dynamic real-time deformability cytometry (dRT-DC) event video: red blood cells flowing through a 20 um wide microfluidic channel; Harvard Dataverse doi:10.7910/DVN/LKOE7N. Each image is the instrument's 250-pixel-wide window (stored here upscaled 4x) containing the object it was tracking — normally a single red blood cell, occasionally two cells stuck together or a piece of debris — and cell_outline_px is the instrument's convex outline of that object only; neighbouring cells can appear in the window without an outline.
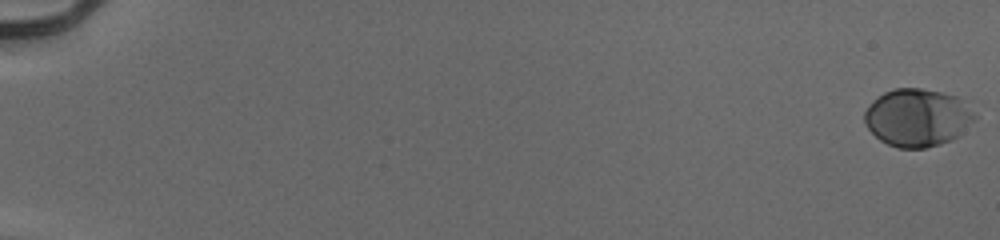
{"species": "human", "species_latin": "Homo sapiens", "temperature_condition": "cold", "stored_images_in_passage": 56, "camera_frame_rate_fps": 3000, "um_per_image_px": 0.085, "donor": {"sex": "male"}, "frame": {"image": 1, "passage_image": 1, "time_ms": 0.0, "image_size_px": [1000, 240], "cell_outline_px": [[976, 120], [960, 136], [952, 140], [940, 144], [924, 148], [896, 148], [880, 140], [868, 128], [864, 120], [864, 112], [872, 100], [884, 92], [892, 88], [920, 88], [940, 92], [956, 96], [976, 116]], "centroid_in_image_um": [77.97, 10.01], "position_along_channel_um": 7.0, "area_um2": 37.11}}
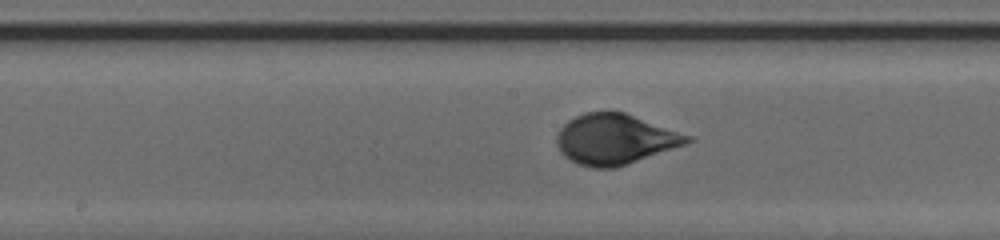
{"frame": {"image": 2, "passage_image": 32, "time_ms": 10.333, "image_size_px": [1000, 240], "cell_outline_px": [[696, 140], [616, 168], [592, 168], [580, 164], [564, 156], [560, 152], [556, 144], [556, 136], [560, 128], [568, 120], [584, 112], [624, 112], [692, 136]], "centroid_in_image_um": [52.26, 11.83], "position_along_channel_um": 195.9, "area_um2": 38.09}}
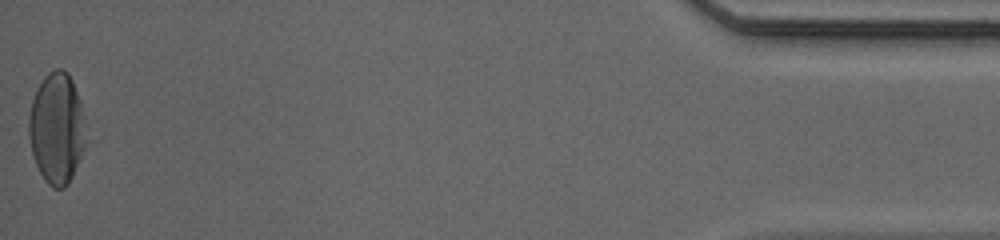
{"frame": {"image": 3, "passage_image": 56, "time_ms": 18.333, "image_size_px": [1000, 240], "cell_outline_px": [[88, 140], [72, 176], [68, 184], [64, 188], [52, 188], [44, 180], [36, 164], [32, 152], [28, 136], [28, 116], [32, 100], [36, 88], [44, 76], [48, 72], [56, 68], [60, 68], [68, 72], [72, 80], [80, 100]], "centroid_in_image_um": [4.82, 10.89], "position_along_channel_um": 430.4, "area_um2": 37.34}, "authors_computed_cell_mechanics": {"area_um2": 36.4429, "velocity_mm_per_s": 3.9233, "shape_relaxation_time_tau1_ms": 3.3604, "shape_relaxation_time_tau2_ms": null, "deformation_change_tau1": 0.1767, "deformation_change_tau2": null}}